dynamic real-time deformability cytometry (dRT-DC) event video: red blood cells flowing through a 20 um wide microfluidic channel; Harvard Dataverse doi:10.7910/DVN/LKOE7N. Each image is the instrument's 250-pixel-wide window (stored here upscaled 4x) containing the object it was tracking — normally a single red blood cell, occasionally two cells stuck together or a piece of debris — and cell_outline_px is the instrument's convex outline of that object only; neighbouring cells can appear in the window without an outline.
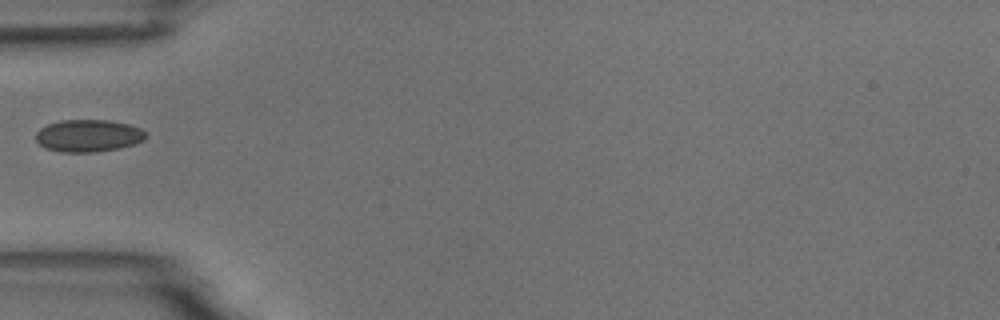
{"species": "common noctule bat (a hibernating species)", "species_latin": "Nyctalus noctula", "temperature_condition": "room temperature", "stored_images_in_passage": 11, "camera_frame_rate_fps": 3000, "um_per_image_px": 0.085, "animal": {"sex": "male", "body_mass_g": 18.8}, "frame": {"image": 1, "passage_image": 1, "time_ms": 0.0, "image_size_px": [1000, 320], "cell_outline_px": [[148, 136], [144, 140], [120, 148], [96, 152], [60, 152], [44, 148], [36, 140], [36, 132], [40, 128], [48, 124], [60, 120], [108, 120], [128, 124], [140, 128]], "centroid_in_image_um": [7.49, 11.54], "position_along_channel_um": 77.5, "area_um2": 20.75}}
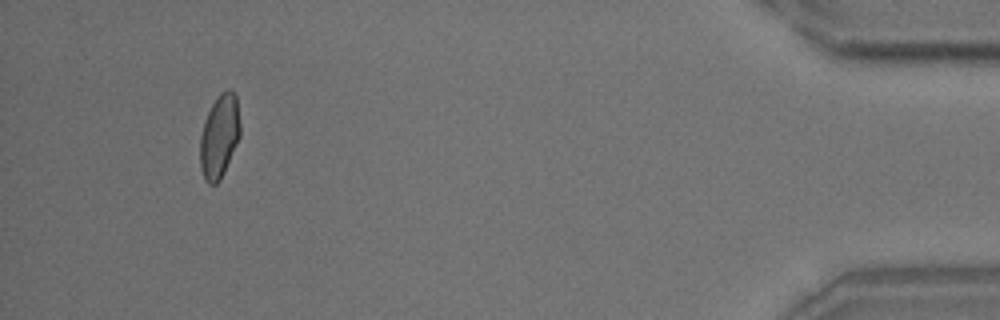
{"frame": {"image": 2, "passage_image": 10, "time_ms": 11.0, "image_size_px": [1000, 320], "cell_outline_px": [[240, 136], [220, 180], [216, 184], [208, 184], [204, 180], [200, 168], [200, 136], [204, 120], [212, 104], [220, 92], [228, 88], [236, 92], [240, 124]], "centroid_in_image_um": [18.64, 11.56], "position_along_channel_um": 416.6, "area_um2": 19.65}}